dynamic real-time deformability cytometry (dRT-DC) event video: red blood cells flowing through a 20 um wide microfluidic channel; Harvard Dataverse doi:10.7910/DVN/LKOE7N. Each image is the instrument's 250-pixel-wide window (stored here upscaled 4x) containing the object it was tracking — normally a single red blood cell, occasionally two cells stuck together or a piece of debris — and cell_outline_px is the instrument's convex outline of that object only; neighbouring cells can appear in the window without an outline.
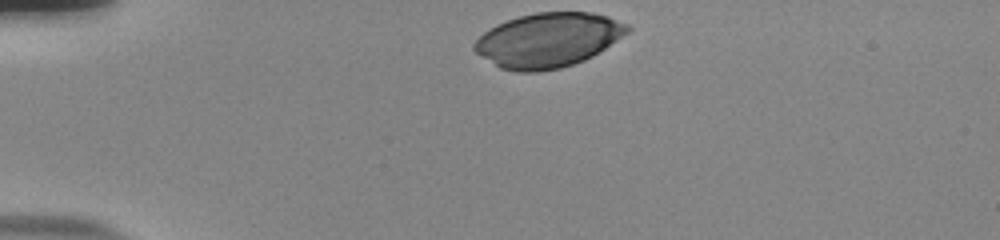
{"species": "human", "species_latin": "Homo sapiens", "temperature_condition": "room temperature", "stored_images_in_passage": 33, "camera_frame_rate_fps": 3000, "um_per_image_px": 0.085, "donor": {"sex": "male"}, "frame": {"image": 1, "passage_image": 1, "time_ms": 0.0, "image_size_px": [1000, 240], "cell_outline_px": [[632, 28], [628, 32], [600, 52], [584, 60], [560, 68], [540, 72], [516, 72], [500, 68], [476, 52], [472, 48], [472, 44], [484, 32], [496, 24], [520, 16], [536, 12], [592, 12], [608, 16], [628, 24]], "centroid_in_image_um": [46.6, 3.41], "position_along_channel_um": 38.4, "area_um2": 48.55}}
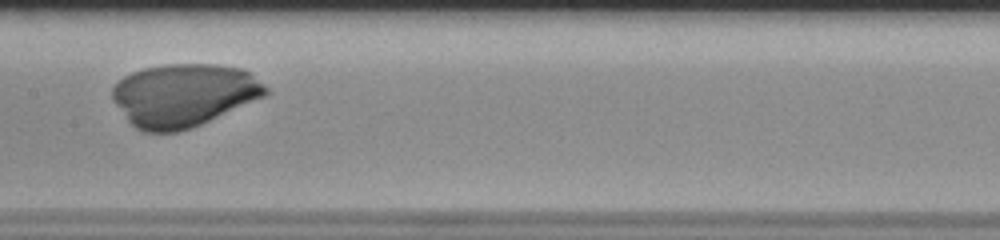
{"frame": {"image": 2, "passage_image": 17, "time_ms": 5.333, "image_size_px": [1000, 240], "cell_outline_px": [[268, 92], [264, 96], [192, 128], [176, 132], [140, 132], [128, 120], [112, 100], [112, 88], [124, 76], [132, 72], [144, 68], [164, 64], [216, 64], [240, 68], [248, 72], [268, 88]], "centroid_in_image_um": [15.58, 8.08], "position_along_channel_um": 191.8, "area_um2": 55.89}}
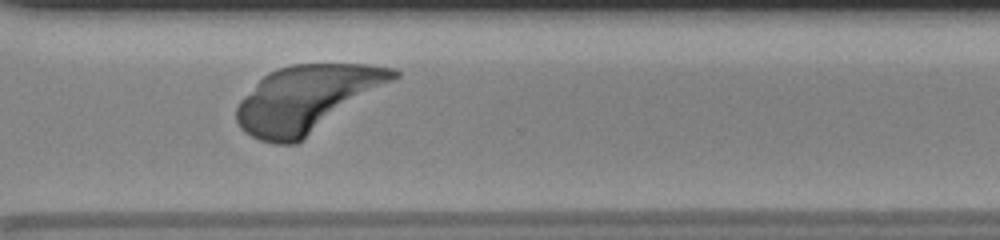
{"frame": {"image": 3, "passage_image": 29, "time_ms": 9.333, "image_size_px": [1000, 240], "cell_outline_px": [[400, 76], [296, 144], [276, 144], [260, 140], [244, 132], [240, 128], [236, 120], [236, 108], [240, 100], [268, 72], [276, 68], [292, 64], [368, 64], [396, 68], [400, 72]], "centroid_in_image_um": [26.07, 8.38], "position_along_channel_um": 344.5, "area_um2": 60.34}}